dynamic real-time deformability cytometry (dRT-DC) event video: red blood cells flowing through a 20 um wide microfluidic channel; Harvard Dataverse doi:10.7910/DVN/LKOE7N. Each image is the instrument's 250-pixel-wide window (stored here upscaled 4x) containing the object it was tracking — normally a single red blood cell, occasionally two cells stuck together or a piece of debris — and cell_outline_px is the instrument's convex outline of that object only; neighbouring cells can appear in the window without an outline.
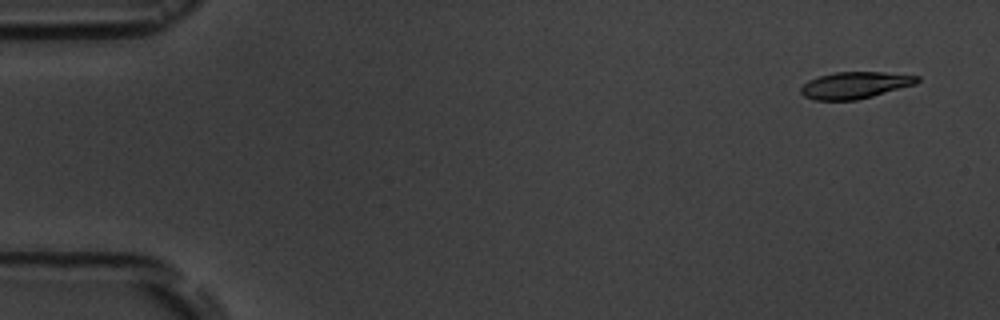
{"species": "common noctule bat (a hibernating species)", "species_latin": "Nyctalus noctula", "temperature_condition": "room temperature", "stored_images_in_passage": 4, "camera_frame_rate_fps": 3000, "um_per_image_px": 0.085, "animal": {"sex": "male", "body_mass_g": 19.5, "forearm_length_mm": 54.6}, "frame": {"image": 1, "passage_image": 1, "time_ms": 0.0, "image_size_px": [1000, 320], "cell_outline_px": [[920, 80], [916, 84], [872, 96], [856, 100], [816, 100], [804, 96], [800, 92], [800, 88], [808, 80], [820, 76], [836, 72], [884, 72], [920, 76]], "centroid_in_image_um": [72.68, 7.24], "position_along_channel_um": 12.3, "area_um2": 18.03}}
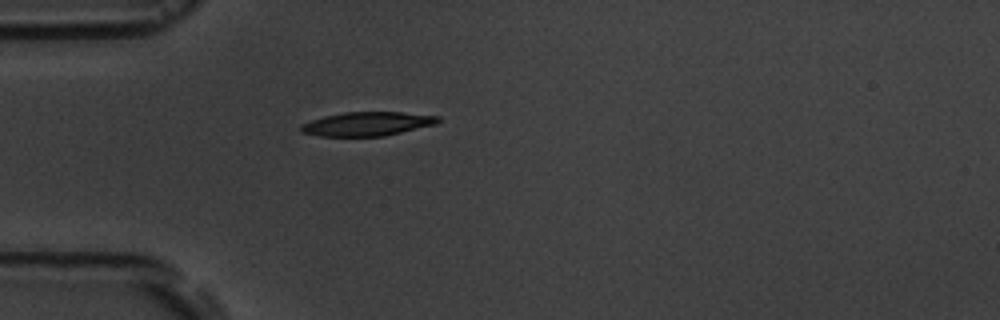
{"frame": {"image": 2, "passage_image": 4, "time_ms": 4.333, "image_size_px": [1000, 320], "cell_outline_px": [[440, 120], [436, 124], [384, 136], [320, 136], [300, 132], [300, 124], [324, 116], [344, 112], [400, 112], [440, 116]], "centroid_in_image_um": [31.2, 10.53], "position_along_channel_um": 53.8, "area_um2": 19.07}}